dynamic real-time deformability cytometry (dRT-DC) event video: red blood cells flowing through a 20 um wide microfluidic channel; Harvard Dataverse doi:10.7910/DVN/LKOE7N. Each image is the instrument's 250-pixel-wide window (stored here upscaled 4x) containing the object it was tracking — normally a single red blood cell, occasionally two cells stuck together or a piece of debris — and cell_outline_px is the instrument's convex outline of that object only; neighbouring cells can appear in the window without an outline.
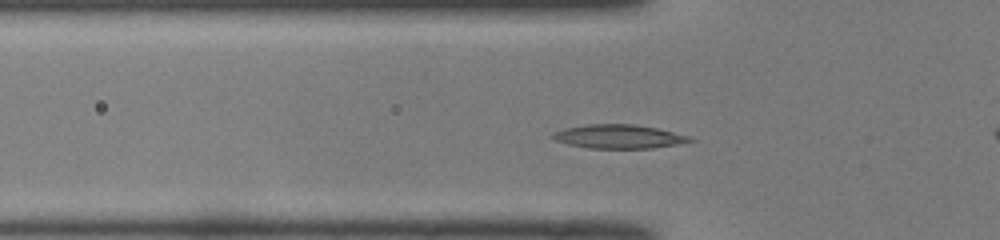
{"species": "common noctule bat (a hibernating species)", "species_latin": "Nyctalus noctula", "temperature_condition": "room temperature", "stored_images_in_passage": 44, "camera_frame_rate_fps": 3000, "um_per_image_px": 0.085, "animal": {"sex": "male", "body_mass_g": 19.0, "forearm_length_mm": 50.8}, "frame": {"image": 1, "passage_image": 9, "time_ms": 2.667, "image_size_px": [1000, 240], "cell_outline_px": [[696, 140], [676, 144], [652, 148], [588, 148], [568, 144], [556, 140], [552, 136], [552, 132], [564, 128], [588, 124], [636, 124], [660, 128], [688, 136]], "centroid_in_image_um": [52.59, 11.59], "position_along_channel_um": 73.2, "area_um2": 19.02}}
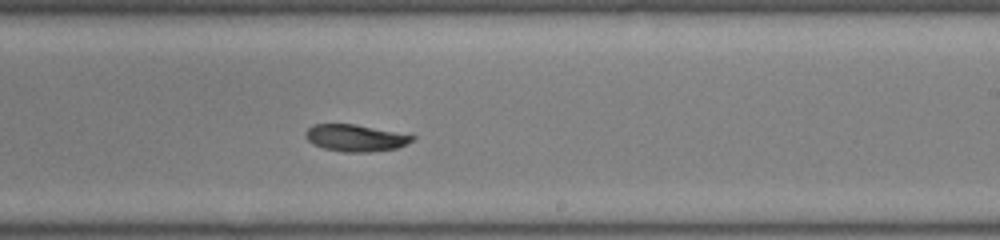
{"frame": {"image": 2, "passage_image": 23, "time_ms": 7.333, "image_size_px": [1000, 240], "cell_outline_px": [[416, 136], [412, 140], [396, 148], [372, 152], [344, 152], [324, 148], [312, 144], [304, 136], [304, 132], [312, 124], [356, 124]], "centroid_in_image_um": [30.15, 11.72], "position_along_channel_um": 258.8, "area_um2": 16.65}}
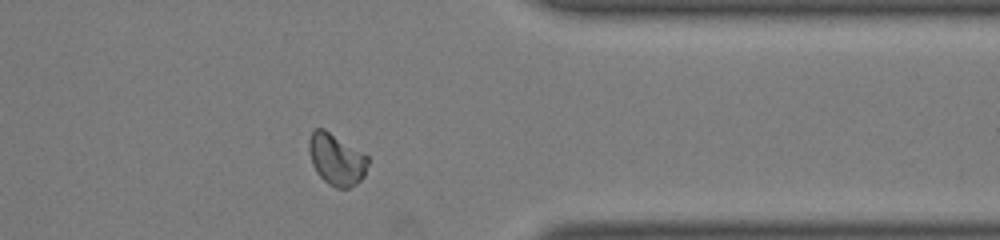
{"frame": {"image": 3, "passage_image": 33, "time_ms": 10.667, "image_size_px": [1000, 240], "cell_outline_px": [[368, 164], [364, 176], [356, 184], [348, 188], [336, 188], [328, 184], [316, 172], [312, 164], [308, 152], [308, 140], [312, 132], [316, 128], [324, 128], [368, 156]], "centroid_in_image_um": [28.57, 13.55], "position_along_channel_um": 382.8, "area_um2": 17.74}}